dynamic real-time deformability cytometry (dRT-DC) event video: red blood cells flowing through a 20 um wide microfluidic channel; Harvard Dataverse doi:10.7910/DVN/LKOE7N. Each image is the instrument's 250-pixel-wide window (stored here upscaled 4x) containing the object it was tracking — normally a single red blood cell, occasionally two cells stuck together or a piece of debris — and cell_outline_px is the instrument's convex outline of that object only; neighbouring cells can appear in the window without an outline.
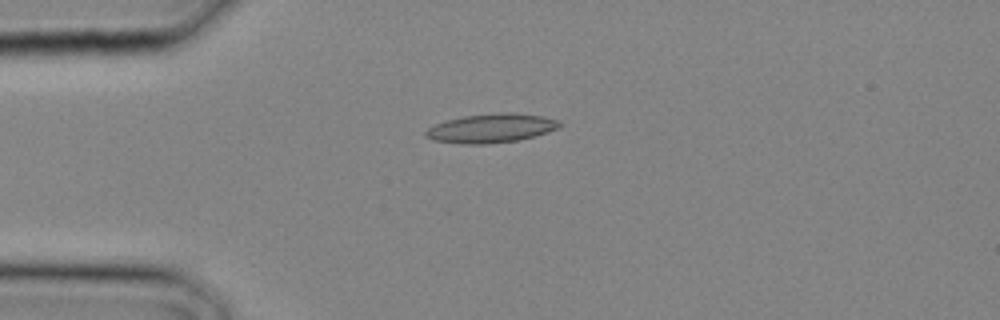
{"species": "common noctule bat (a hibernating species)", "species_latin": "Nyctalus noctula", "temperature_condition": "cold", "stored_images_in_passage": 9, "camera_frame_rate_fps": 3000, "um_per_image_px": 0.085, "animal": {"sex": "male", "body_mass_g": 20.4}, "frame": {"image": 1, "passage_image": 2, "time_ms": 0.333, "image_size_px": [1000, 320], "cell_outline_px": [[560, 124], [556, 128], [548, 132], [520, 140], [488, 144], [460, 144], [432, 140], [424, 136], [424, 132], [428, 128], [436, 124], [448, 120], [464, 116], [500, 112], [516, 112], [544, 116], [556, 120]], "centroid_in_image_um": [41.72, 10.9], "position_along_channel_um": 43.3, "area_um2": 22.66}}
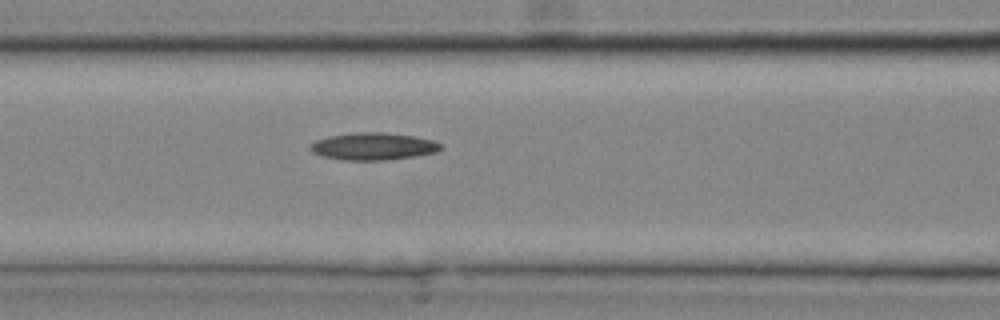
{"frame": {"image": 2, "passage_image": 7, "time_ms": 2.0, "image_size_px": [1000, 320], "cell_outline_px": [[444, 148], [436, 152], [412, 156], [384, 160], [344, 160], [320, 156], [312, 152], [308, 148], [308, 144], [316, 140], [328, 136], [356, 132], [384, 132], [412, 136], [436, 140], [444, 144]], "centroid_in_image_um": [31.71, 12.43], "position_along_channel_um": 134.9, "area_um2": 20.98}}
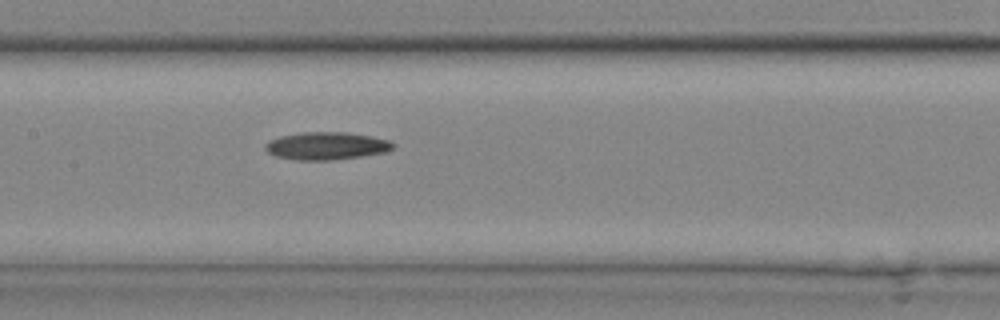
{"frame": {"image": 3, "passage_image": 9, "time_ms": 2.667, "image_size_px": [1000, 320], "cell_outline_px": [[396, 144], [388, 152], [332, 160], [296, 160], [276, 156], [268, 152], [264, 148], [264, 144], [280, 136], [304, 132], [348, 132], [372, 136], [388, 140]], "centroid_in_image_um": [27.77, 12.4], "position_along_channel_um": 179.6, "area_um2": 20.58}}